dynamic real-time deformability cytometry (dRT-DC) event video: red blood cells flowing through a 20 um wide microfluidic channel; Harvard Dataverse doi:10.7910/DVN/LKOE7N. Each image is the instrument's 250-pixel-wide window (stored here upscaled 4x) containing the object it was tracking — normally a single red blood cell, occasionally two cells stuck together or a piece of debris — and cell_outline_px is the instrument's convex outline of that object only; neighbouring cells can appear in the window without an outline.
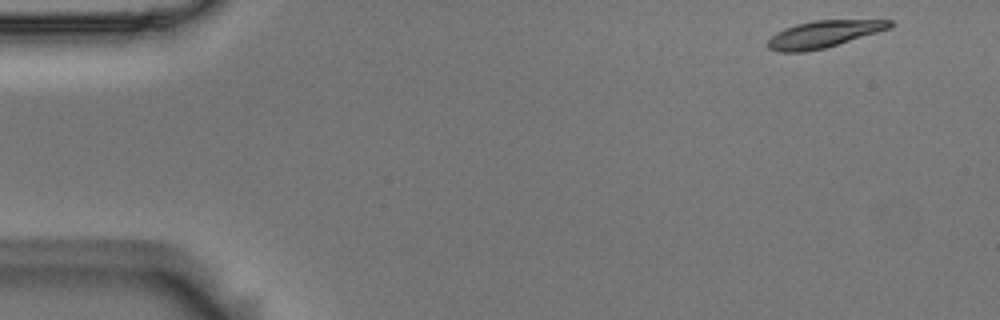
{"species": "Egyptian fruit bat (a non-hibernating species)", "species_latin": "Rousettus aegyptiacus", "temperature_condition": "room temperature", "stored_images_in_passage": 53, "camera_frame_rate_fps": 3000, "um_per_image_px": 0.085, "animal": {"sex": "male"}, "frame": {"image": 1, "passage_image": 1, "time_ms": 0.0, "image_size_px": [1000, 320], "cell_outline_px": [[896, 24], [892, 28], [824, 48], [804, 52], [780, 52], [768, 48], [768, 40], [776, 32], [784, 28], [796, 24], [812, 20], [892, 20]], "centroid_in_image_um": [70.03, 2.89], "position_along_channel_um": 15.0, "area_um2": 19.19}}
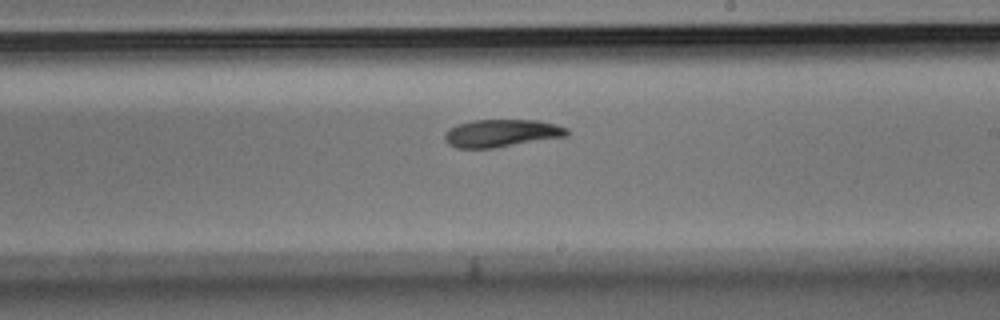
{"frame": {"image": 2, "passage_image": 29, "time_ms": 9.333, "image_size_px": [1000, 320], "cell_outline_px": [[568, 136], [492, 148], [456, 148], [448, 144], [444, 140], [444, 132], [448, 128], [456, 124], [472, 120], [536, 120], [556, 124], [568, 128]], "centroid_in_image_um": [42.58, 11.31], "position_along_channel_um": 246.4, "area_um2": 19.83}}
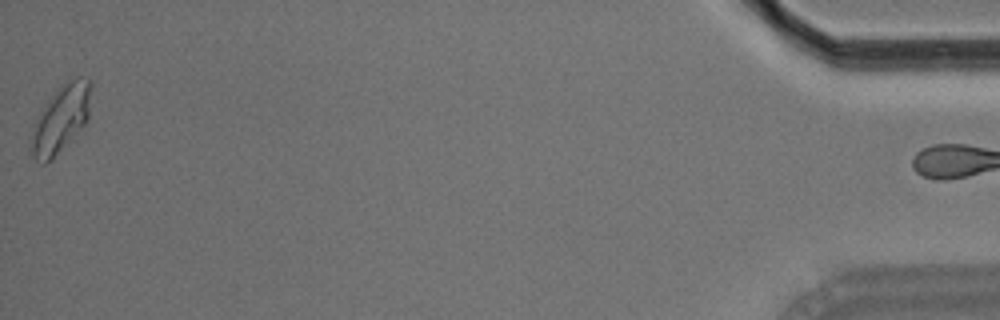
{"frame": {"image": 3, "passage_image": 52, "time_ms": 17.0, "image_size_px": [1000, 320], "cell_outline_px": [[92, 84], [88, 120], [44, 164], [40, 164], [36, 160], [28, 148], [28, 140], [32, 124], [56, 88], [68, 80], [76, 76], [80, 76], [92, 80]], "centroid_in_image_um": [5.13, 10.04], "position_along_channel_um": 430.1, "area_um2": 23.47}, "authors_computed_cell_mechanics": {"area_um2": 19.8832, "velocity_mm_per_s": 3.6425, "shape_relaxation_time_tau1_ms": 4.6564, "shape_relaxation_time_tau2_ms": null, "deformation_change_tau1": 0.1369, "deformation_change_tau2": null}}